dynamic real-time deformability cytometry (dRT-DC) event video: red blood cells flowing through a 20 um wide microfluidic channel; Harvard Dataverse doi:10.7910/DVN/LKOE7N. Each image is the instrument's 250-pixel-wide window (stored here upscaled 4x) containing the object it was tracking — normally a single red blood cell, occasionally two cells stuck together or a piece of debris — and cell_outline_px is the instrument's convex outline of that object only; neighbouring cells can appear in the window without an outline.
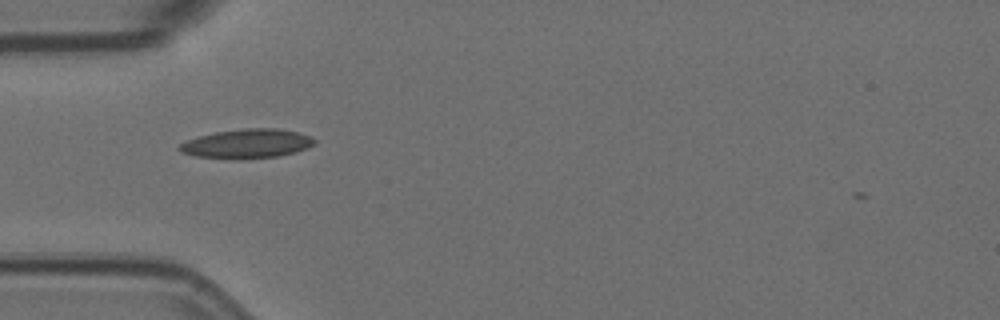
{"species": "Egyptian fruit bat (a non-hibernating species)", "species_latin": "Rousettus aegyptiacus", "temperature_condition": "room temperature", "stored_images_in_passage": 11, "camera_frame_rate_fps": 3000, "um_per_image_px": 0.085, "animal": {"sex": "female"}, "frame": {"image": 1, "passage_image": 1, "time_ms": 0.0, "image_size_px": [1000, 320], "cell_outline_px": [[316, 144], [308, 148], [296, 152], [276, 156], [196, 156], [180, 152], [176, 148], [180, 144], [188, 140], [200, 136], [216, 132], [244, 128], [276, 128], [296, 132], [312, 136], [316, 140]], "centroid_in_image_um": [21.06, 12.16], "position_along_channel_um": 63.9, "area_um2": 21.96}}
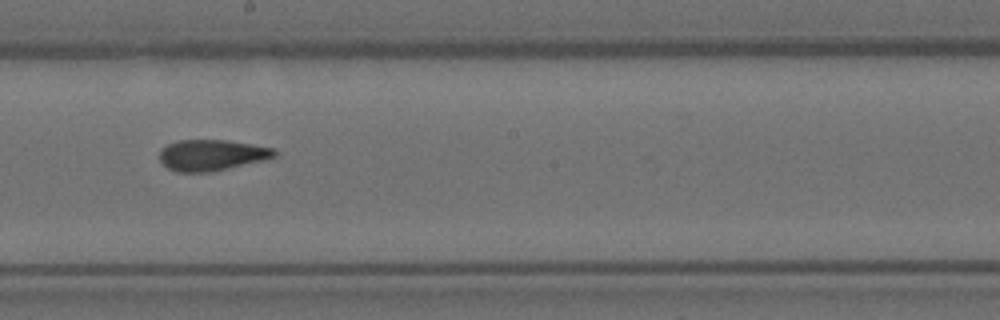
{"frame": {"image": 2, "passage_image": 5, "time_ms": 1.333, "image_size_px": [1000, 320], "cell_outline_px": [[276, 156], [264, 160], [212, 172], [176, 172], [168, 168], [160, 160], [160, 152], [168, 144], [180, 140], [224, 140], [252, 144], [272, 148], [276, 152]], "centroid_in_image_um": [18.0, 13.19], "position_along_channel_um": 230.2, "area_um2": 20.58}}
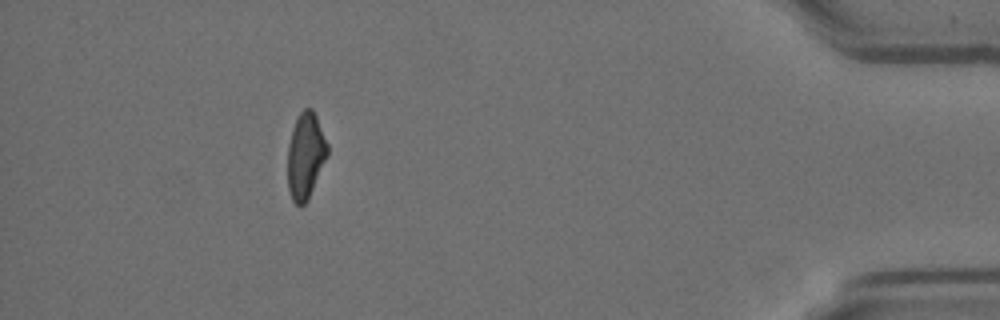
{"frame": {"image": 3, "passage_image": 10, "time_ms": 3.0, "image_size_px": [1000, 320], "cell_outline_px": [[328, 156], [308, 200], [300, 208], [292, 200], [288, 188], [288, 144], [292, 128], [300, 112], [304, 108], [312, 108], [316, 116], [328, 144]], "centroid_in_image_um": [25.97, 13.26], "position_along_channel_um": 409.2, "area_um2": 20.11}}